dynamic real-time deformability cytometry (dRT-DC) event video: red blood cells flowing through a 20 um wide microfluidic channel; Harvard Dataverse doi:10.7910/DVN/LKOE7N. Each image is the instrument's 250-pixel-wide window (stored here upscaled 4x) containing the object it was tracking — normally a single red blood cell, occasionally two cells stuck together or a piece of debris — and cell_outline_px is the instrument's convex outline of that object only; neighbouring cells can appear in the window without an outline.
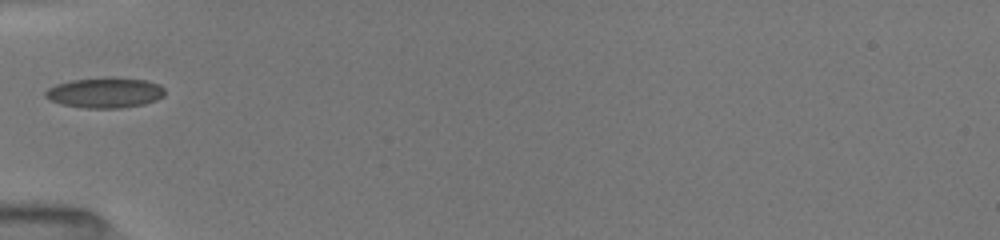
{"species": "common noctule bat (a hibernating species)", "species_latin": "Nyctalus noctula", "temperature_condition": "room temperature", "stored_images_in_passage": 10, "camera_frame_rate_fps": 3000, "um_per_image_px": 0.085, "animal": {"sex": "female", "body_mass_g": 19.5, "forearm_length_mm": 54.1}, "frame": {"image": 1, "passage_image": 1, "time_ms": 0.0, "image_size_px": [1000, 240], "cell_outline_px": [[164, 96], [156, 100], [144, 104], [120, 108], [84, 108], [60, 104], [44, 96], [44, 92], [48, 88], [56, 84], [72, 80], [108, 76], [112, 76], [144, 80], [160, 84], [164, 88]], "centroid_in_image_um": [8.93, 7.87], "position_along_channel_um": 76.1, "area_um2": 21.39}}
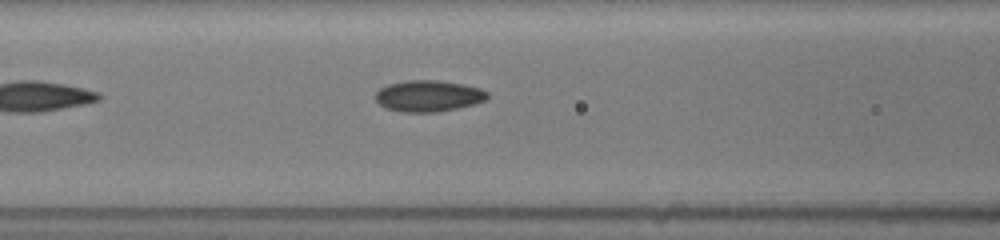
{"frame": {"image": 2, "passage_image": 4, "time_ms": 1.333, "image_size_px": [1000, 240], "cell_outline_px": [[488, 96], [484, 100], [472, 104], [456, 108], [436, 112], [400, 112], [384, 108], [376, 100], [376, 92], [380, 88], [388, 84], [408, 80], [440, 80], [464, 84], [480, 88], [488, 92]], "centroid_in_image_um": [36.39, 8.15], "position_along_channel_um": 130.2, "area_um2": 20.4}}
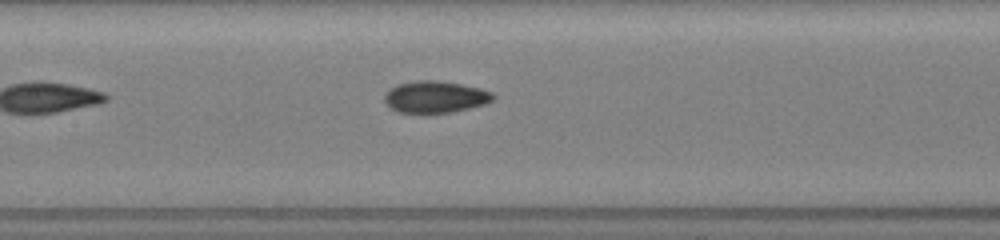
{"frame": {"image": 3, "passage_image": 7, "time_ms": 2.333, "image_size_px": [1000, 240], "cell_outline_px": [[496, 96], [492, 100], [484, 104], [452, 112], [400, 112], [392, 108], [384, 100], [384, 96], [392, 88], [400, 84], [416, 80], [436, 80], [460, 84], [480, 88], [492, 92]], "centroid_in_image_um": [37.03, 8.22], "position_along_channel_um": 170.4, "area_um2": 19.65}}